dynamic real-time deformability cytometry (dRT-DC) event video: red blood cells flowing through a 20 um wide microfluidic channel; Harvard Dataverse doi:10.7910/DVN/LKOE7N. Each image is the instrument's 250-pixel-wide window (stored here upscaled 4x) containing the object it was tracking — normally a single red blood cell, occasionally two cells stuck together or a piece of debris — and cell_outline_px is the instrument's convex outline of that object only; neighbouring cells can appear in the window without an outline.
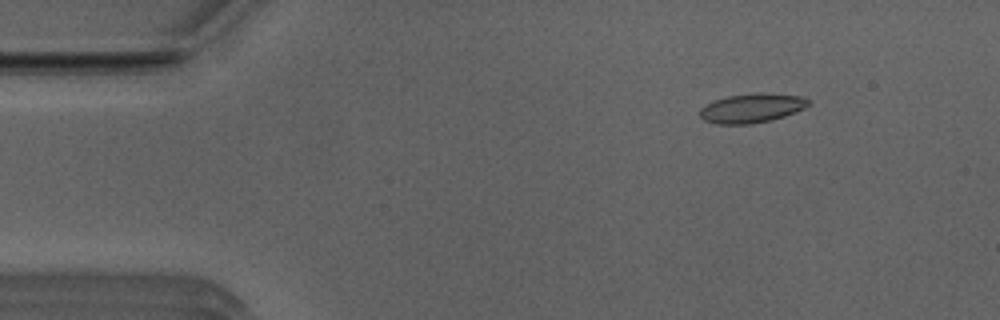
{"species": "Egyptian fruit bat (a non-hibernating species)", "species_latin": "Rousettus aegyptiacus", "temperature_condition": "room temperature", "stored_images_in_passage": 52, "camera_frame_rate_fps": 3000, "um_per_image_px": 0.085, "animal": {"sex": "male"}, "frame": {"image": 1, "passage_image": 7, "time_ms": 2.0, "image_size_px": [1000, 320], "cell_outline_px": [[808, 104], [804, 108], [796, 112], [772, 120], [748, 124], [716, 124], [704, 120], [700, 116], [700, 108], [712, 100], [728, 96], [756, 92], [760, 92], [800, 96], [808, 100]], "centroid_in_image_um": [63.86, 9.18], "position_along_channel_um": 21.1, "area_um2": 18.5}}
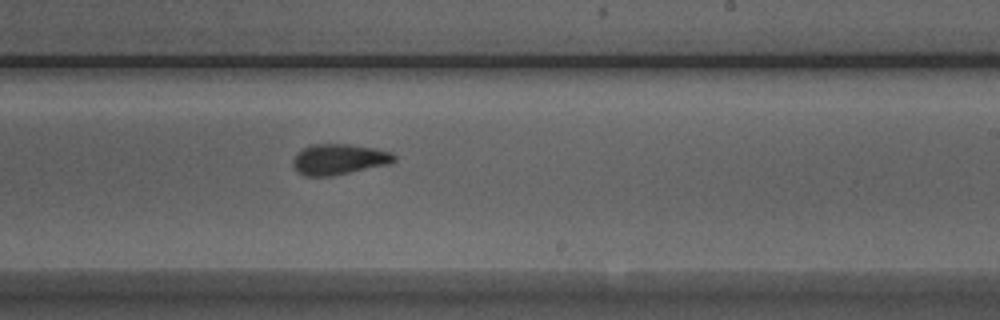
{"frame": {"image": 2, "passage_image": 31, "time_ms": 10.0, "image_size_px": [1000, 320], "cell_outline_px": [[396, 160], [388, 164], [332, 176], [304, 176], [296, 172], [292, 164], [292, 160], [304, 148], [312, 144], [352, 144], [376, 148], [392, 152], [396, 156]], "centroid_in_image_um": [28.82, 13.54], "position_along_channel_um": 260.2, "area_um2": 18.15}}
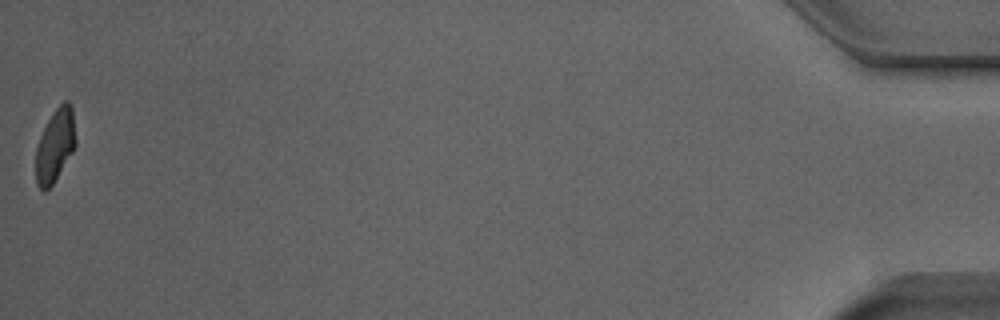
{"frame": {"image": 3, "passage_image": 52, "time_ms": 17.0, "image_size_px": [1000, 320], "cell_outline_px": [[76, 144], [72, 152], [52, 184], [44, 192], [36, 184], [36, 148], [40, 136], [48, 120], [56, 108], [64, 100], [68, 100], [72, 108], [76, 140]], "centroid_in_image_um": [4.68, 12.35], "position_along_channel_um": 430.5, "area_um2": 16.7}, "authors_computed_cell_mechanics": {"area_um2": 18.0625, "velocity_mm_per_s": 3.9439, "shape_relaxation_time_tau1_ms": 3.8627, "shape_relaxation_time_tau2_ms": 1.5732, "deformation_change_tau1": 0.153, "deformation_change_tau2": 0.087}}